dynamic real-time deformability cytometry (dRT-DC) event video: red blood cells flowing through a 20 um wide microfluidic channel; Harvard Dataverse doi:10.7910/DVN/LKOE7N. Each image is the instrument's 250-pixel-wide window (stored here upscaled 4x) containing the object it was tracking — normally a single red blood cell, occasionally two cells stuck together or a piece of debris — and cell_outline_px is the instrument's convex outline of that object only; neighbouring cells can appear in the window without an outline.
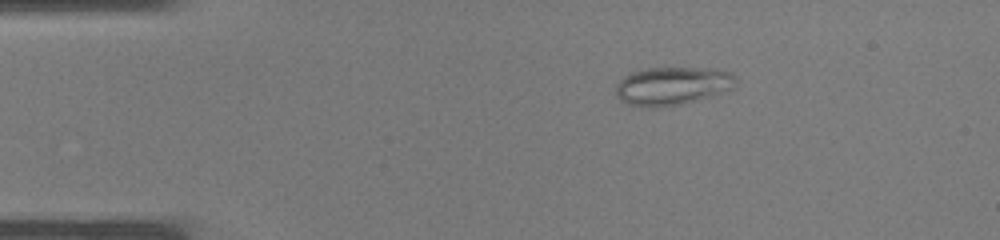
{"species": "common noctule bat (a hibernating species)", "species_latin": "Nyctalus noctula", "temperature_condition": "warm", "stored_images_in_passage": 27, "camera_frame_rate_fps": 3000, "um_per_image_px": 0.085, "animal": {"sex": "male", "body_mass_g": 19.0, "forearm_length_mm": 50.8}, "frame": {"image": 1, "passage_image": 1, "time_ms": 0.0, "image_size_px": [1000, 240], "cell_outline_px": [[736, 88], [696, 100], [680, 104], [652, 108], [628, 104], [620, 100], [616, 96], [616, 84], [624, 76], [632, 72], [648, 68], [716, 68], [732, 72], [736, 76]], "centroid_in_image_um": [57.18, 7.29], "position_along_channel_um": 27.8, "area_um2": 26.88}}
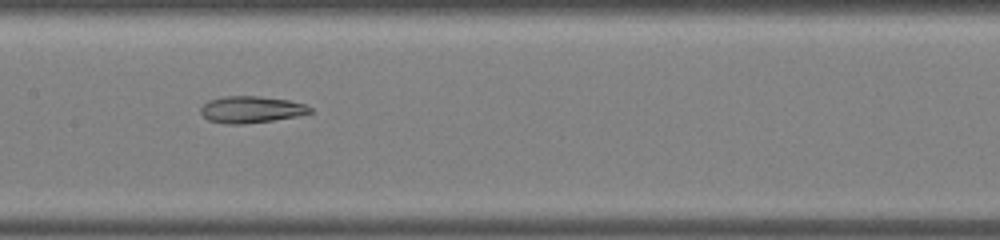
{"frame": {"image": 2, "passage_image": 13, "time_ms": 4.0, "image_size_px": [1000, 240], "cell_outline_px": [[312, 112], [296, 116], [272, 120], [244, 124], [224, 124], [208, 120], [200, 112], [200, 108], [208, 100], [224, 96], [256, 96], [288, 100], [304, 104], [312, 108]], "centroid_in_image_um": [21.31, 9.31], "position_along_channel_um": 186.1, "area_um2": 16.94}}
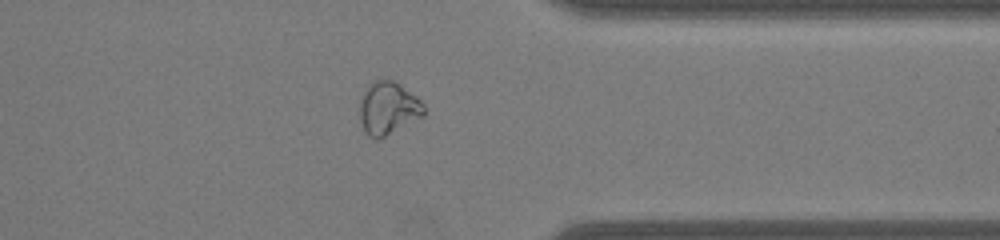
{"frame": {"image": 3, "passage_image": 24, "time_ms": 7.667, "image_size_px": [1000, 240], "cell_outline_px": [[424, 116], [376, 140], [368, 136], [364, 132], [360, 120], [360, 100], [368, 84], [372, 80], [392, 80], [400, 84], [416, 96], [424, 104]], "centroid_in_image_um": [32.98, 9.19], "position_along_channel_um": 378.4, "area_um2": 19.71}}